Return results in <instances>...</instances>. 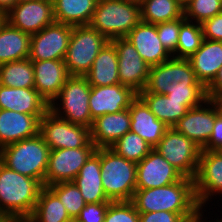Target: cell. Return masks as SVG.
Masks as SVG:
<instances>
[{
    "mask_svg": "<svg viewBox=\"0 0 222 222\" xmlns=\"http://www.w3.org/2000/svg\"><path fill=\"white\" fill-rule=\"evenodd\" d=\"M188 60L197 80L206 88L222 66V41L204 39L201 47Z\"/></svg>",
    "mask_w": 222,
    "mask_h": 222,
    "instance_id": "26",
    "label": "cell"
},
{
    "mask_svg": "<svg viewBox=\"0 0 222 222\" xmlns=\"http://www.w3.org/2000/svg\"><path fill=\"white\" fill-rule=\"evenodd\" d=\"M17 5V0H0V11L6 14L12 7Z\"/></svg>",
    "mask_w": 222,
    "mask_h": 222,
    "instance_id": "45",
    "label": "cell"
},
{
    "mask_svg": "<svg viewBox=\"0 0 222 222\" xmlns=\"http://www.w3.org/2000/svg\"><path fill=\"white\" fill-rule=\"evenodd\" d=\"M129 114L131 117L130 131L138 134L153 148L169 128L156 118L139 96L131 103Z\"/></svg>",
    "mask_w": 222,
    "mask_h": 222,
    "instance_id": "24",
    "label": "cell"
},
{
    "mask_svg": "<svg viewBox=\"0 0 222 222\" xmlns=\"http://www.w3.org/2000/svg\"><path fill=\"white\" fill-rule=\"evenodd\" d=\"M5 20L25 33L36 34L55 22L53 0L19 3L5 14Z\"/></svg>",
    "mask_w": 222,
    "mask_h": 222,
    "instance_id": "15",
    "label": "cell"
},
{
    "mask_svg": "<svg viewBox=\"0 0 222 222\" xmlns=\"http://www.w3.org/2000/svg\"><path fill=\"white\" fill-rule=\"evenodd\" d=\"M200 213H173L168 211L139 213V222H187Z\"/></svg>",
    "mask_w": 222,
    "mask_h": 222,
    "instance_id": "40",
    "label": "cell"
},
{
    "mask_svg": "<svg viewBox=\"0 0 222 222\" xmlns=\"http://www.w3.org/2000/svg\"><path fill=\"white\" fill-rule=\"evenodd\" d=\"M110 42L115 46L118 54L120 84L132 88L139 94L147 85L150 66L126 38H115Z\"/></svg>",
    "mask_w": 222,
    "mask_h": 222,
    "instance_id": "13",
    "label": "cell"
},
{
    "mask_svg": "<svg viewBox=\"0 0 222 222\" xmlns=\"http://www.w3.org/2000/svg\"><path fill=\"white\" fill-rule=\"evenodd\" d=\"M203 211H206V210H204L203 208L200 210V215L197 217V218H195V219H193V220H190V221H187V222H203V220L205 221V219L203 218V216H204V212ZM203 214V215H202Z\"/></svg>",
    "mask_w": 222,
    "mask_h": 222,
    "instance_id": "48",
    "label": "cell"
},
{
    "mask_svg": "<svg viewBox=\"0 0 222 222\" xmlns=\"http://www.w3.org/2000/svg\"><path fill=\"white\" fill-rule=\"evenodd\" d=\"M95 150L96 147L91 140L81 148L50 150L45 187L73 181Z\"/></svg>",
    "mask_w": 222,
    "mask_h": 222,
    "instance_id": "11",
    "label": "cell"
},
{
    "mask_svg": "<svg viewBox=\"0 0 222 222\" xmlns=\"http://www.w3.org/2000/svg\"><path fill=\"white\" fill-rule=\"evenodd\" d=\"M127 3L136 4L138 6H141L144 0H120Z\"/></svg>",
    "mask_w": 222,
    "mask_h": 222,
    "instance_id": "49",
    "label": "cell"
},
{
    "mask_svg": "<svg viewBox=\"0 0 222 222\" xmlns=\"http://www.w3.org/2000/svg\"><path fill=\"white\" fill-rule=\"evenodd\" d=\"M186 21L185 17L169 21L161 22L156 24L157 34L163 47L168 53L176 58V47L178 43V36L180 26Z\"/></svg>",
    "mask_w": 222,
    "mask_h": 222,
    "instance_id": "38",
    "label": "cell"
},
{
    "mask_svg": "<svg viewBox=\"0 0 222 222\" xmlns=\"http://www.w3.org/2000/svg\"><path fill=\"white\" fill-rule=\"evenodd\" d=\"M138 97L132 88L120 83L110 86H91L89 110L92 120L111 113H118L130 107Z\"/></svg>",
    "mask_w": 222,
    "mask_h": 222,
    "instance_id": "18",
    "label": "cell"
},
{
    "mask_svg": "<svg viewBox=\"0 0 222 222\" xmlns=\"http://www.w3.org/2000/svg\"><path fill=\"white\" fill-rule=\"evenodd\" d=\"M204 39L222 41V12L202 24Z\"/></svg>",
    "mask_w": 222,
    "mask_h": 222,
    "instance_id": "42",
    "label": "cell"
},
{
    "mask_svg": "<svg viewBox=\"0 0 222 222\" xmlns=\"http://www.w3.org/2000/svg\"><path fill=\"white\" fill-rule=\"evenodd\" d=\"M138 96L150 108L156 118L172 128L188 111L184 101H176L164 94L140 92Z\"/></svg>",
    "mask_w": 222,
    "mask_h": 222,
    "instance_id": "30",
    "label": "cell"
},
{
    "mask_svg": "<svg viewBox=\"0 0 222 222\" xmlns=\"http://www.w3.org/2000/svg\"><path fill=\"white\" fill-rule=\"evenodd\" d=\"M73 219L69 216L64 205L58 196L49 188L43 187L33 214L28 222H71Z\"/></svg>",
    "mask_w": 222,
    "mask_h": 222,
    "instance_id": "31",
    "label": "cell"
},
{
    "mask_svg": "<svg viewBox=\"0 0 222 222\" xmlns=\"http://www.w3.org/2000/svg\"><path fill=\"white\" fill-rule=\"evenodd\" d=\"M60 199L69 216L75 220L86 205L79 188L73 181L59 182L48 186Z\"/></svg>",
    "mask_w": 222,
    "mask_h": 222,
    "instance_id": "36",
    "label": "cell"
},
{
    "mask_svg": "<svg viewBox=\"0 0 222 222\" xmlns=\"http://www.w3.org/2000/svg\"><path fill=\"white\" fill-rule=\"evenodd\" d=\"M222 149V114L219 112L214 121L212 135L202 150L219 151Z\"/></svg>",
    "mask_w": 222,
    "mask_h": 222,
    "instance_id": "43",
    "label": "cell"
},
{
    "mask_svg": "<svg viewBox=\"0 0 222 222\" xmlns=\"http://www.w3.org/2000/svg\"><path fill=\"white\" fill-rule=\"evenodd\" d=\"M31 35L11 26L6 20L0 25V65L28 59Z\"/></svg>",
    "mask_w": 222,
    "mask_h": 222,
    "instance_id": "28",
    "label": "cell"
},
{
    "mask_svg": "<svg viewBox=\"0 0 222 222\" xmlns=\"http://www.w3.org/2000/svg\"><path fill=\"white\" fill-rule=\"evenodd\" d=\"M141 92L164 94L176 101H184L190 109L207 99L206 88L197 80L190 61L171 57L150 67L149 78Z\"/></svg>",
    "mask_w": 222,
    "mask_h": 222,
    "instance_id": "1",
    "label": "cell"
},
{
    "mask_svg": "<svg viewBox=\"0 0 222 222\" xmlns=\"http://www.w3.org/2000/svg\"><path fill=\"white\" fill-rule=\"evenodd\" d=\"M109 40L90 25L73 26L64 59L70 76H84Z\"/></svg>",
    "mask_w": 222,
    "mask_h": 222,
    "instance_id": "8",
    "label": "cell"
},
{
    "mask_svg": "<svg viewBox=\"0 0 222 222\" xmlns=\"http://www.w3.org/2000/svg\"><path fill=\"white\" fill-rule=\"evenodd\" d=\"M220 94H222V66L214 80L206 87L207 99L214 100Z\"/></svg>",
    "mask_w": 222,
    "mask_h": 222,
    "instance_id": "44",
    "label": "cell"
},
{
    "mask_svg": "<svg viewBox=\"0 0 222 222\" xmlns=\"http://www.w3.org/2000/svg\"><path fill=\"white\" fill-rule=\"evenodd\" d=\"M195 197L202 209L212 196L222 195V154L219 151L202 150L198 170L194 178Z\"/></svg>",
    "mask_w": 222,
    "mask_h": 222,
    "instance_id": "14",
    "label": "cell"
},
{
    "mask_svg": "<svg viewBox=\"0 0 222 222\" xmlns=\"http://www.w3.org/2000/svg\"><path fill=\"white\" fill-rule=\"evenodd\" d=\"M39 134L50 150L81 148L90 141V128L72 124L50 110L40 120Z\"/></svg>",
    "mask_w": 222,
    "mask_h": 222,
    "instance_id": "10",
    "label": "cell"
},
{
    "mask_svg": "<svg viewBox=\"0 0 222 222\" xmlns=\"http://www.w3.org/2000/svg\"><path fill=\"white\" fill-rule=\"evenodd\" d=\"M140 21V6L120 0H98L89 25L110 41L125 38Z\"/></svg>",
    "mask_w": 222,
    "mask_h": 222,
    "instance_id": "6",
    "label": "cell"
},
{
    "mask_svg": "<svg viewBox=\"0 0 222 222\" xmlns=\"http://www.w3.org/2000/svg\"><path fill=\"white\" fill-rule=\"evenodd\" d=\"M98 0H53L55 22L71 26L89 25Z\"/></svg>",
    "mask_w": 222,
    "mask_h": 222,
    "instance_id": "29",
    "label": "cell"
},
{
    "mask_svg": "<svg viewBox=\"0 0 222 222\" xmlns=\"http://www.w3.org/2000/svg\"><path fill=\"white\" fill-rule=\"evenodd\" d=\"M184 177L196 176L202 149L173 127L168 128L154 147Z\"/></svg>",
    "mask_w": 222,
    "mask_h": 222,
    "instance_id": "9",
    "label": "cell"
},
{
    "mask_svg": "<svg viewBox=\"0 0 222 222\" xmlns=\"http://www.w3.org/2000/svg\"><path fill=\"white\" fill-rule=\"evenodd\" d=\"M73 26L54 22L31 35L29 59L31 61L64 60Z\"/></svg>",
    "mask_w": 222,
    "mask_h": 222,
    "instance_id": "12",
    "label": "cell"
},
{
    "mask_svg": "<svg viewBox=\"0 0 222 222\" xmlns=\"http://www.w3.org/2000/svg\"><path fill=\"white\" fill-rule=\"evenodd\" d=\"M90 90L91 85L84 76H70L59 95L49 104V110L72 124L91 128Z\"/></svg>",
    "mask_w": 222,
    "mask_h": 222,
    "instance_id": "7",
    "label": "cell"
},
{
    "mask_svg": "<svg viewBox=\"0 0 222 222\" xmlns=\"http://www.w3.org/2000/svg\"><path fill=\"white\" fill-rule=\"evenodd\" d=\"M213 101L216 103L219 112L222 114V94L218 95Z\"/></svg>",
    "mask_w": 222,
    "mask_h": 222,
    "instance_id": "47",
    "label": "cell"
},
{
    "mask_svg": "<svg viewBox=\"0 0 222 222\" xmlns=\"http://www.w3.org/2000/svg\"><path fill=\"white\" fill-rule=\"evenodd\" d=\"M125 38L133 44L141 58L150 67L172 57L159 40L156 24L140 21Z\"/></svg>",
    "mask_w": 222,
    "mask_h": 222,
    "instance_id": "21",
    "label": "cell"
},
{
    "mask_svg": "<svg viewBox=\"0 0 222 222\" xmlns=\"http://www.w3.org/2000/svg\"><path fill=\"white\" fill-rule=\"evenodd\" d=\"M129 108L118 113L104 114L95 120L90 128V140L96 148L110 147L130 131Z\"/></svg>",
    "mask_w": 222,
    "mask_h": 222,
    "instance_id": "23",
    "label": "cell"
},
{
    "mask_svg": "<svg viewBox=\"0 0 222 222\" xmlns=\"http://www.w3.org/2000/svg\"><path fill=\"white\" fill-rule=\"evenodd\" d=\"M216 220V222H222V219H219V218H217V219H215ZM204 222V221H203ZM209 222H211V221H209Z\"/></svg>",
    "mask_w": 222,
    "mask_h": 222,
    "instance_id": "53",
    "label": "cell"
},
{
    "mask_svg": "<svg viewBox=\"0 0 222 222\" xmlns=\"http://www.w3.org/2000/svg\"><path fill=\"white\" fill-rule=\"evenodd\" d=\"M101 178L110 201H131L136 190L137 163L126 160L110 147L100 148Z\"/></svg>",
    "mask_w": 222,
    "mask_h": 222,
    "instance_id": "5",
    "label": "cell"
},
{
    "mask_svg": "<svg viewBox=\"0 0 222 222\" xmlns=\"http://www.w3.org/2000/svg\"><path fill=\"white\" fill-rule=\"evenodd\" d=\"M31 1H39V0H17V4L22 2H31Z\"/></svg>",
    "mask_w": 222,
    "mask_h": 222,
    "instance_id": "52",
    "label": "cell"
},
{
    "mask_svg": "<svg viewBox=\"0 0 222 222\" xmlns=\"http://www.w3.org/2000/svg\"><path fill=\"white\" fill-rule=\"evenodd\" d=\"M183 178L184 176L154 148L137 163L136 189L158 188Z\"/></svg>",
    "mask_w": 222,
    "mask_h": 222,
    "instance_id": "17",
    "label": "cell"
},
{
    "mask_svg": "<svg viewBox=\"0 0 222 222\" xmlns=\"http://www.w3.org/2000/svg\"><path fill=\"white\" fill-rule=\"evenodd\" d=\"M32 64L34 88L50 104L70 77L64 60L32 61Z\"/></svg>",
    "mask_w": 222,
    "mask_h": 222,
    "instance_id": "19",
    "label": "cell"
},
{
    "mask_svg": "<svg viewBox=\"0 0 222 222\" xmlns=\"http://www.w3.org/2000/svg\"><path fill=\"white\" fill-rule=\"evenodd\" d=\"M222 12V0H193L184 8L186 20L202 24Z\"/></svg>",
    "mask_w": 222,
    "mask_h": 222,
    "instance_id": "37",
    "label": "cell"
},
{
    "mask_svg": "<svg viewBox=\"0 0 222 222\" xmlns=\"http://www.w3.org/2000/svg\"><path fill=\"white\" fill-rule=\"evenodd\" d=\"M5 21V14L0 11V25Z\"/></svg>",
    "mask_w": 222,
    "mask_h": 222,
    "instance_id": "51",
    "label": "cell"
},
{
    "mask_svg": "<svg viewBox=\"0 0 222 222\" xmlns=\"http://www.w3.org/2000/svg\"><path fill=\"white\" fill-rule=\"evenodd\" d=\"M0 84L13 88H34V70L28 59L0 65Z\"/></svg>",
    "mask_w": 222,
    "mask_h": 222,
    "instance_id": "33",
    "label": "cell"
},
{
    "mask_svg": "<svg viewBox=\"0 0 222 222\" xmlns=\"http://www.w3.org/2000/svg\"><path fill=\"white\" fill-rule=\"evenodd\" d=\"M110 202L86 204L76 217V222H104Z\"/></svg>",
    "mask_w": 222,
    "mask_h": 222,
    "instance_id": "41",
    "label": "cell"
},
{
    "mask_svg": "<svg viewBox=\"0 0 222 222\" xmlns=\"http://www.w3.org/2000/svg\"><path fill=\"white\" fill-rule=\"evenodd\" d=\"M42 117L0 109V149L38 135Z\"/></svg>",
    "mask_w": 222,
    "mask_h": 222,
    "instance_id": "20",
    "label": "cell"
},
{
    "mask_svg": "<svg viewBox=\"0 0 222 222\" xmlns=\"http://www.w3.org/2000/svg\"><path fill=\"white\" fill-rule=\"evenodd\" d=\"M50 147L38 134L0 149V161L22 175L39 180L45 186Z\"/></svg>",
    "mask_w": 222,
    "mask_h": 222,
    "instance_id": "4",
    "label": "cell"
},
{
    "mask_svg": "<svg viewBox=\"0 0 222 222\" xmlns=\"http://www.w3.org/2000/svg\"><path fill=\"white\" fill-rule=\"evenodd\" d=\"M0 222H28V220L18 216L0 214Z\"/></svg>",
    "mask_w": 222,
    "mask_h": 222,
    "instance_id": "46",
    "label": "cell"
},
{
    "mask_svg": "<svg viewBox=\"0 0 222 222\" xmlns=\"http://www.w3.org/2000/svg\"><path fill=\"white\" fill-rule=\"evenodd\" d=\"M110 148L121 157L135 163L142 161L153 149L142 137L132 131L124 134Z\"/></svg>",
    "mask_w": 222,
    "mask_h": 222,
    "instance_id": "34",
    "label": "cell"
},
{
    "mask_svg": "<svg viewBox=\"0 0 222 222\" xmlns=\"http://www.w3.org/2000/svg\"><path fill=\"white\" fill-rule=\"evenodd\" d=\"M218 113L216 103L206 99L200 106L188 109L173 128L202 149L212 135L215 117Z\"/></svg>",
    "mask_w": 222,
    "mask_h": 222,
    "instance_id": "16",
    "label": "cell"
},
{
    "mask_svg": "<svg viewBox=\"0 0 222 222\" xmlns=\"http://www.w3.org/2000/svg\"><path fill=\"white\" fill-rule=\"evenodd\" d=\"M141 21L148 24L174 21L184 16L179 0H144L140 6Z\"/></svg>",
    "mask_w": 222,
    "mask_h": 222,
    "instance_id": "32",
    "label": "cell"
},
{
    "mask_svg": "<svg viewBox=\"0 0 222 222\" xmlns=\"http://www.w3.org/2000/svg\"><path fill=\"white\" fill-rule=\"evenodd\" d=\"M104 222H139V212L132 201H111Z\"/></svg>",
    "mask_w": 222,
    "mask_h": 222,
    "instance_id": "39",
    "label": "cell"
},
{
    "mask_svg": "<svg viewBox=\"0 0 222 222\" xmlns=\"http://www.w3.org/2000/svg\"><path fill=\"white\" fill-rule=\"evenodd\" d=\"M73 182L79 188L86 204L111 202L105 195L102 185L100 148H96L88 158Z\"/></svg>",
    "mask_w": 222,
    "mask_h": 222,
    "instance_id": "25",
    "label": "cell"
},
{
    "mask_svg": "<svg viewBox=\"0 0 222 222\" xmlns=\"http://www.w3.org/2000/svg\"><path fill=\"white\" fill-rule=\"evenodd\" d=\"M203 40L202 25L186 20L180 26L176 58L188 59L201 47Z\"/></svg>",
    "mask_w": 222,
    "mask_h": 222,
    "instance_id": "35",
    "label": "cell"
},
{
    "mask_svg": "<svg viewBox=\"0 0 222 222\" xmlns=\"http://www.w3.org/2000/svg\"><path fill=\"white\" fill-rule=\"evenodd\" d=\"M193 0H179L180 5L185 8L187 5H189Z\"/></svg>",
    "mask_w": 222,
    "mask_h": 222,
    "instance_id": "50",
    "label": "cell"
},
{
    "mask_svg": "<svg viewBox=\"0 0 222 222\" xmlns=\"http://www.w3.org/2000/svg\"><path fill=\"white\" fill-rule=\"evenodd\" d=\"M0 109L44 116L49 104L35 88H13L0 84Z\"/></svg>",
    "mask_w": 222,
    "mask_h": 222,
    "instance_id": "22",
    "label": "cell"
},
{
    "mask_svg": "<svg viewBox=\"0 0 222 222\" xmlns=\"http://www.w3.org/2000/svg\"><path fill=\"white\" fill-rule=\"evenodd\" d=\"M91 86H110L120 83L118 54L109 41L94 59L91 69L84 75Z\"/></svg>",
    "mask_w": 222,
    "mask_h": 222,
    "instance_id": "27",
    "label": "cell"
},
{
    "mask_svg": "<svg viewBox=\"0 0 222 222\" xmlns=\"http://www.w3.org/2000/svg\"><path fill=\"white\" fill-rule=\"evenodd\" d=\"M131 201L139 213H200L201 210L195 197L194 180L186 177L158 188L136 189Z\"/></svg>",
    "mask_w": 222,
    "mask_h": 222,
    "instance_id": "2",
    "label": "cell"
},
{
    "mask_svg": "<svg viewBox=\"0 0 222 222\" xmlns=\"http://www.w3.org/2000/svg\"><path fill=\"white\" fill-rule=\"evenodd\" d=\"M44 185L0 161V214L29 219Z\"/></svg>",
    "mask_w": 222,
    "mask_h": 222,
    "instance_id": "3",
    "label": "cell"
}]
</instances>
